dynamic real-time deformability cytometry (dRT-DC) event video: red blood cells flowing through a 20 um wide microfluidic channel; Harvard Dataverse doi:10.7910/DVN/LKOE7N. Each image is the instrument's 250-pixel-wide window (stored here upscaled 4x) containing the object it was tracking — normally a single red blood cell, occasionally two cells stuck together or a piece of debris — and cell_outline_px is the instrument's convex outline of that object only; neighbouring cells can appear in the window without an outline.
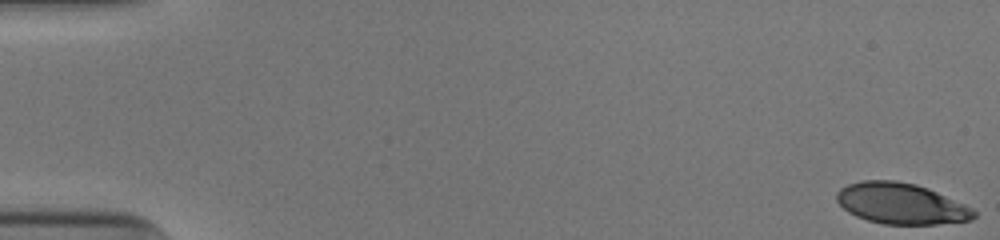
{"species": "human", "species_latin": "Homo sapiens", "temperature_condition": "cold", "stored_images_in_passage": 53, "camera_frame_rate_fps": 3000, "um_per_image_px": 0.085, "donor": {"sex": "male"}, "frame": {"image": 1, "passage_image": 1, "time_ms": 0.0, "image_size_px": [1000, 240], "cell_outline_px": [[976, 216], [972, 220], [936, 224], [884, 224], [868, 220], [856, 216], [848, 212], [836, 200], [836, 192], [840, 188], [848, 184], [860, 180], [896, 180], [916, 184], [928, 188], [964, 204], [972, 208], [976, 212]], "centroid_in_image_um": [76.58, 17.29], "position_along_channel_um": 8.4, "area_um2": 32.77}}
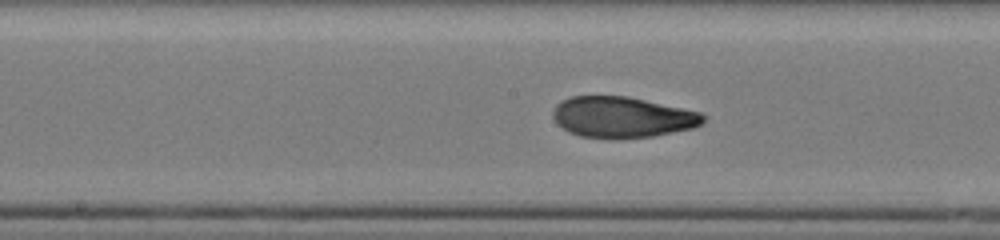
{"frame": {"image": 2, "passage_image": 28, "time_ms": 9.0, "image_size_px": [1000, 240], "cell_outline_px": [[704, 120], [700, 124], [692, 128], [652, 136], [580, 136], [568, 132], [556, 124], [552, 116], [552, 112], [556, 104], [560, 100], [568, 96], [628, 96], [700, 112], [704, 116]], "centroid_in_image_um": [52.82, 9.92], "position_along_channel_um": 195.4, "area_um2": 35.14}}
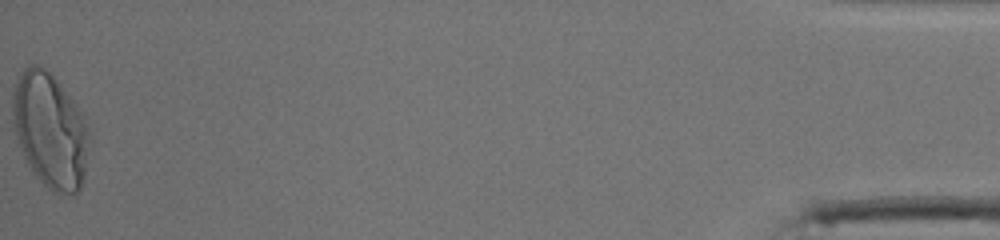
{"frame": {"image": 3, "passage_image": 53, "time_ms": 17.333, "image_size_px": [1000, 240], "cell_outline_px": [[88, 136], [84, 180], [80, 188], [76, 192], [52, 192], [32, 172], [24, 156], [16, 136], [12, 124], [12, 88], [16, 80], [24, 68], [32, 64], [36, 64], [44, 68], [60, 84], [72, 100], [80, 112], [88, 132]], "centroid_in_image_um": [4.2, 11.06], "position_along_channel_um": 431.0, "area_um2": 50.52}, "authors_computed_cell_mechanics": {"area_um2": 36.125, "velocity_mm_per_s": 3.9364, "shape_relaxation_time_tau1_ms": 6.2243, "shape_relaxation_time_tau2_ms": 1.2783, "deformation_change_tau1": 0.2549, "deformation_change_tau2": 0.0709}}